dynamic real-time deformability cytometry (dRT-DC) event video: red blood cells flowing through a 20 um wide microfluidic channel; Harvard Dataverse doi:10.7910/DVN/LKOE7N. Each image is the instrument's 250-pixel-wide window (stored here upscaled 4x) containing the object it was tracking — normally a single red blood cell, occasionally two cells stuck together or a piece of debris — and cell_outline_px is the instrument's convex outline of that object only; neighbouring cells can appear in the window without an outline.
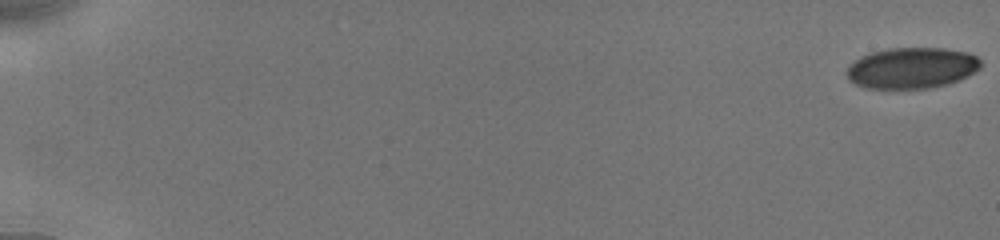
{"species": "human", "species_latin": "Homo sapiens", "temperature_condition": "cold", "stored_images_in_passage": 18, "camera_frame_rate_fps": 3000, "um_per_image_px": 0.085, "donor": {"sex": "male"}, "frame": {"image": 1, "passage_image": 1, "time_ms": 0.0, "image_size_px": [1000, 240], "cell_outline_px": [[980, 68], [968, 76], [960, 80], [948, 84], [928, 88], [864, 88], [848, 80], [848, 64], [860, 56], [872, 52], [888, 48], [944, 48], [968, 52], [976, 56], [980, 60]], "centroid_in_image_um": [77.5, 5.77], "position_along_channel_um": 7.5, "area_um2": 32.14}}
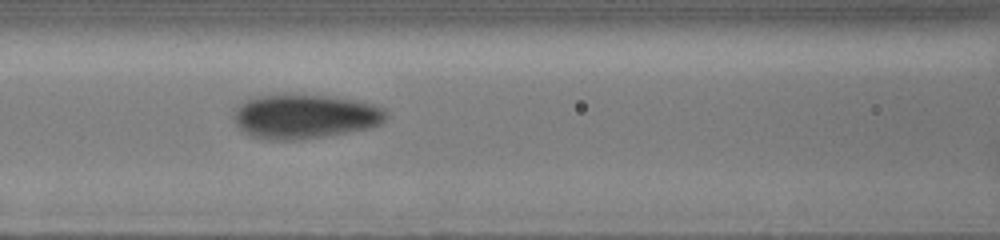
{"frame": {"image": 2, "passage_image": 16, "time_ms": 8.667, "image_size_px": [1000, 240], "cell_outline_px": [[388, 116], [384, 124], [368, 128], [348, 132], [324, 136], [296, 140], [272, 140], [252, 136], [244, 132], [236, 124], [236, 108], [244, 100], [252, 96], [332, 96], [372, 104], [384, 108], [388, 112]], "centroid_in_image_um": [25.96, 9.91], "position_along_channel_um": 140.6, "area_um2": 38.9}}
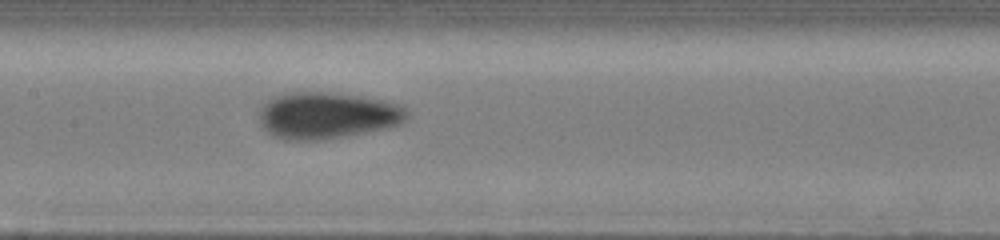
{"frame": {"image": 3, "passage_image": 18, "time_ms": 9.667, "image_size_px": [1000, 240], "cell_outline_px": [[408, 120], [400, 124], [384, 128], [324, 140], [284, 140], [272, 136], [260, 124], [260, 108], [272, 96], [288, 92], [328, 92], [360, 96], [384, 100], [408, 108]], "centroid_in_image_um": [27.8, 9.81], "position_along_channel_um": 179.6, "area_um2": 40.34}}